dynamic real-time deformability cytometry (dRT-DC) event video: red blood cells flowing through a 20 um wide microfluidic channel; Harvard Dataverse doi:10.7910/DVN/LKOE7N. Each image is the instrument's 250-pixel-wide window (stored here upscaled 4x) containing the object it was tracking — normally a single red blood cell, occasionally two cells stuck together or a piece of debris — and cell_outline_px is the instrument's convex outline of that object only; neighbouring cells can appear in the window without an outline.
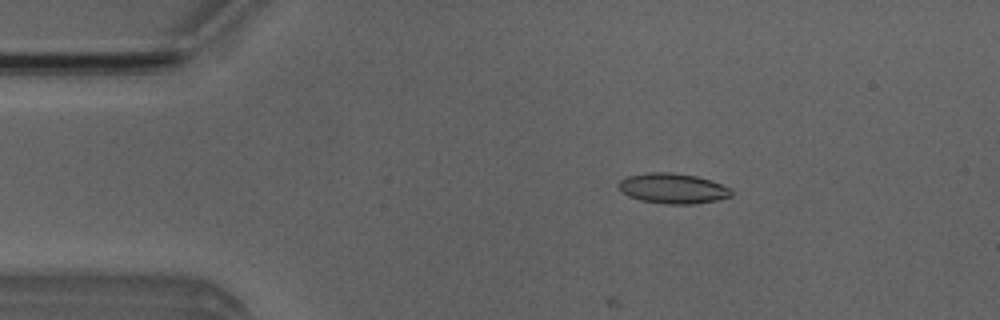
{"species": "Egyptian fruit bat (a non-hibernating species)", "species_latin": "Rousettus aegyptiacus", "temperature_condition": "room temperature", "stored_images_in_passage": 8, "camera_frame_rate_fps": 3000, "um_per_image_px": 0.085, "animal": {"sex": "male"}, "frame": {"image": 1, "passage_image": 5, "time_ms": 1.333, "image_size_px": [1000, 320], "cell_outline_px": [[732, 196], [716, 200], [692, 204], [664, 204], [640, 200], [628, 196], [620, 192], [616, 184], [620, 180], [628, 176], [648, 172], [672, 172], [696, 176], [712, 180], [732, 188]], "centroid_in_image_um": [57.17, 16.01], "position_along_channel_um": 27.8, "area_um2": 20.17}}